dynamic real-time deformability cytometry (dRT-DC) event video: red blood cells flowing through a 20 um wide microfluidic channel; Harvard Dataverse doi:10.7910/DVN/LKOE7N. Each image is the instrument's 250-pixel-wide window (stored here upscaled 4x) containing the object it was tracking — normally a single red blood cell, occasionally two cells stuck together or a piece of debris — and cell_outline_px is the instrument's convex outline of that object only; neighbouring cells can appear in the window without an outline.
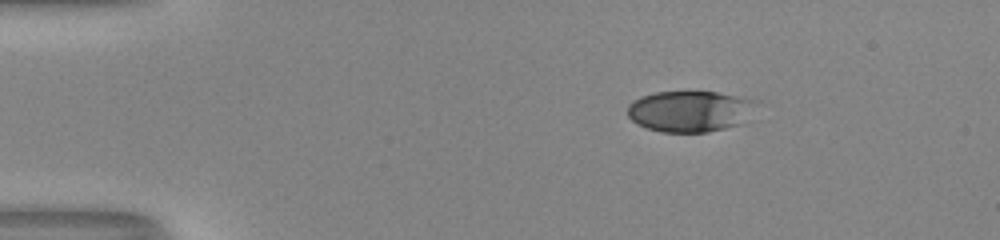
{"species": "human", "species_latin": "Homo sapiens", "temperature_condition": "room temperature", "stored_images_in_passage": 44, "camera_frame_rate_fps": 3000, "um_per_image_px": 0.085, "donor": {"sex": "male"}, "frame": {"image": 1, "passage_image": 1, "time_ms": 0.0, "image_size_px": [1000, 240], "cell_outline_px": [[752, 100], [736, 124], [724, 128], [708, 132], [660, 132], [648, 128], [632, 120], [628, 116], [628, 104], [632, 100], [640, 96], [656, 92], [716, 92]], "centroid_in_image_um": [58.41, 9.45], "position_along_channel_um": 26.6, "area_um2": 29.36}}
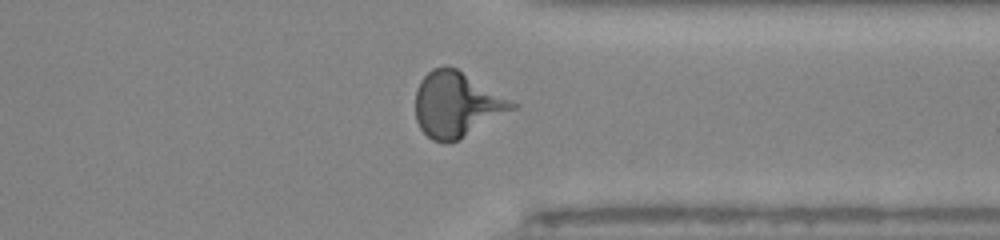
{"frame": {"image": 2, "passage_image": 33, "time_ms": 10.667, "image_size_px": [1000, 240], "cell_outline_px": [[520, 104], [516, 108], [456, 140], [444, 144], [432, 140], [420, 128], [416, 120], [416, 88], [420, 80], [432, 68], [444, 64], [456, 68]], "centroid_in_image_um": [38.8, 8.85], "position_along_channel_um": 372.6, "area_um2": 36.59}}
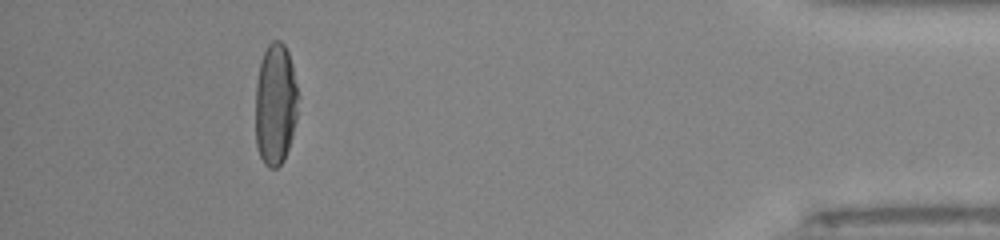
{"frame": {"image": 3, "passage_image": 40, "time_ms": 13.0, "image_size_px": [1000, 240], "cell_outline_px": [[300, 96], [296, 120], [292, 136], [284, 160], [276, 168], [268, 168], [264, 164], [260, 156], [256, 144], [256, 84], [260, 60], [268, 44], [272, 40], [280, 40], [284, 44], [288, 52], [292, 64]], "centroid_in_image_um": [23.43, 8.85], "position_along_channel_um": 411.8, "area_um2": 30.81}, "authors_computed_cell_mechanics": {"area_um2": 33.2061, "velocity_mm_per_s": 4.0642, "shape_relaxation_time_tau1_ms": 6.3634, "shape_relaxation_time_tau2_ms": null, "deformation_change_tau1": 0.2499, "deformation_change_tau2": null}}